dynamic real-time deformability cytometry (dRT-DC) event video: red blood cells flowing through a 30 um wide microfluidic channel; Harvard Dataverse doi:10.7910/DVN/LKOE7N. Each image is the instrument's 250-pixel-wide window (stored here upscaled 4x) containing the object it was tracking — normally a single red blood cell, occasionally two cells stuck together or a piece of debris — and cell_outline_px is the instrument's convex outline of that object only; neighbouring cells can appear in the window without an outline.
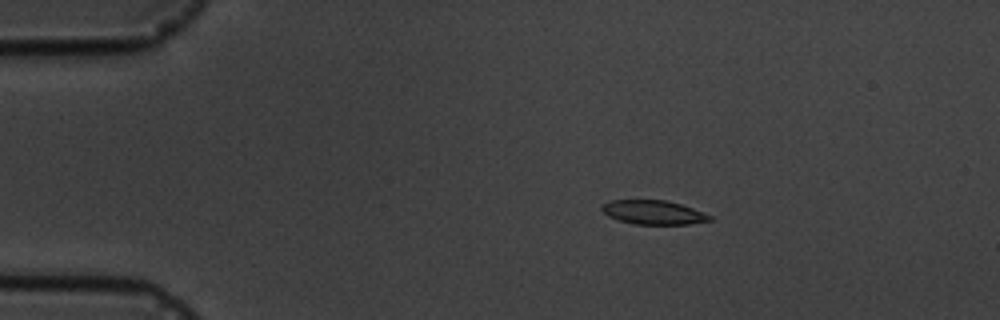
{"species": "common noctule bat (a hibernating species)", "species_latin": "Nyctalus noctula", "temperature_condition": "cold", "stored_images_in_passage": 4, "camera_frame_rate_fps": 3000, "um_per_image_px": 0.085, "animal": {"sex": "male", "body_mass_g": 19.5, "forearm_length_mm": 54.6}, "frame": {"image": 1, "passage_image": 2, "time_ms": 1.0, "image_size_px": [1000, 320], "cell_outline_px": [[712, 220], [688, 224], [632, 224], [608, 216], [600, 208], [604, 204], [612, 200], [664, 200], [680, 204], [692, 208], [712, 216]], "centroid_in_image_um": [55.54, 18.05], "position_along_channel_um": 29.5, "area_um2": 14.91}}